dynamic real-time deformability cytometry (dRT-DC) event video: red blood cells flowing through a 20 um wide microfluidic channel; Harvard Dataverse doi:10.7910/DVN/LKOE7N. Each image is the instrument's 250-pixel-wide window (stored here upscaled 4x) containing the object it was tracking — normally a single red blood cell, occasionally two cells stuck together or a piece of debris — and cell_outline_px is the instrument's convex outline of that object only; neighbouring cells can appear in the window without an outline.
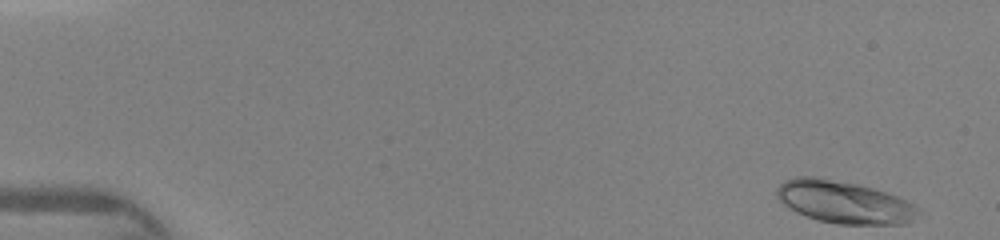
{"species": "human", "species_latin": "Homo sapiens", "temperature_condition": "warm", "stored_images_in_passage": 45, "camera_frame_rate_fps": 3000, "um_per_image_px": 0.085, "donor": {"sex": "female"}, "frame": {"image": 1, "passage_image": 1, "time_ms": 0.0, "image_size_px": [1000, 240], "cell_outline_px": [[924, 212], [912, 220], [904, 224], [840, 224], [816, 220], [796, 212], [784, 204], [776, 196], [776, 188], [784, 180], [796, 176], [816, 176], [856, 184], [872, 188], [908, 200], [920, 208]], "centroid_in_image_um": [71.77, 17.18], "position_along_channel_um": 13.2, "area_um2": 35.2}}
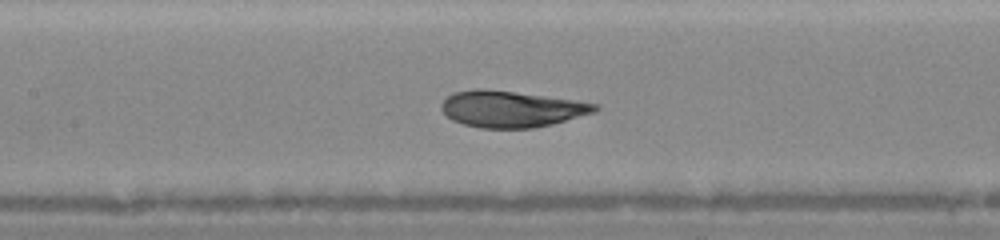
{"frame": {"image": 2, "passage_image": 21, "time_ms": 6.667, "image_size_px": [1000, 240], "cell_outline_px": [[600, 108], [596, 112], [552, 124], [532, 128], [480, 128], [464, 124], [452, 120], [440, 108], [440, 104], [448, 96], [456, 92], [476, 88], [484, 88], [576, 100], [600, 104]], "centroid_in_image_um": [43.49, 9.26], "position_along_channel_um": 163.9, "area_um2": 32.54}}
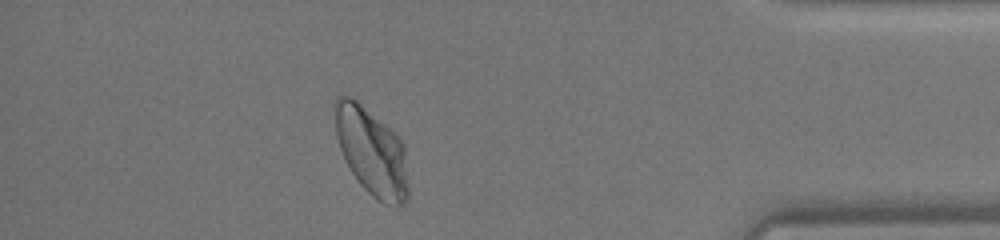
{"frame": {"image": 3, "passage_image": 40, "time_ms": 13.0, "image_size_px": [1000, 240], "cell_outline_px": [[408, 200], [400, 208], [396, 208], [384, 204], [376, 200], [360, 184], [352, 172], [340, 148], [336, 136], [332, 104], [336, 96], [344, 92], [356, 100], [384, 124], [404, 144], [408, 184]], "centroid_in_image_um": [31.57, 12.9], "position_along_channel_um": 403.6, "area_um2": 37.86}}